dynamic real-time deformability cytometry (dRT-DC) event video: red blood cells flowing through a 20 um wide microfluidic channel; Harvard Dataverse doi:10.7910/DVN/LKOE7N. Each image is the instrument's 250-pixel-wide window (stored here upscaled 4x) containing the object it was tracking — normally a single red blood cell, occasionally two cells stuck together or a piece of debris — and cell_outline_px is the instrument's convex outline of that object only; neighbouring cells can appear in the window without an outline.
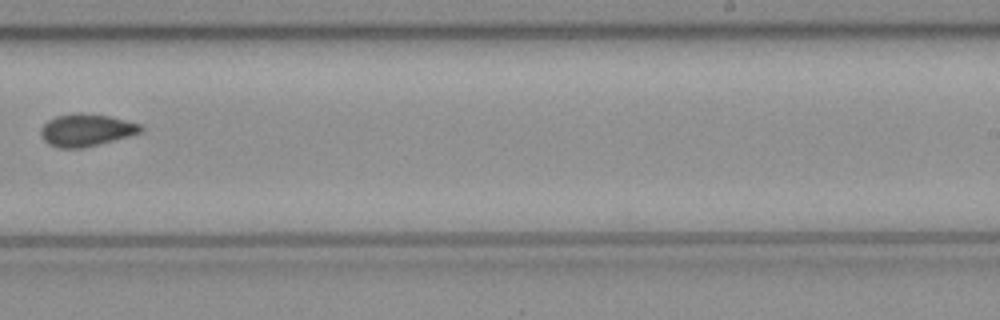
{"species": "common noctule bat (a hibernating species)", "species_latin": "Nyctalus noctula", "temperature_condition": "cold", "stored_images_in_passage": 10, "camera_frame_rate_fps": 3000, "um_per_image_px": 0.085, "animal": {"sex": "female", "body_mass_g": 21.9}, "frame": {"image": 1, "passage_image": 9, "time_ms": 2.667, "image_size_px": [1000, 320], "cell_outline_px": [[144, 128], [140, 132], [128, 136], [80, 148], [60, 148], [48, 144], [44, 140], [40, 132], [40, 128], [48, 120], [56, 116], [108, 116], [140, 124]], "centroid_in_image_um": [7.3, 11.1], "position_along_channel_um": 281.7, "area_um2": 17.74}}
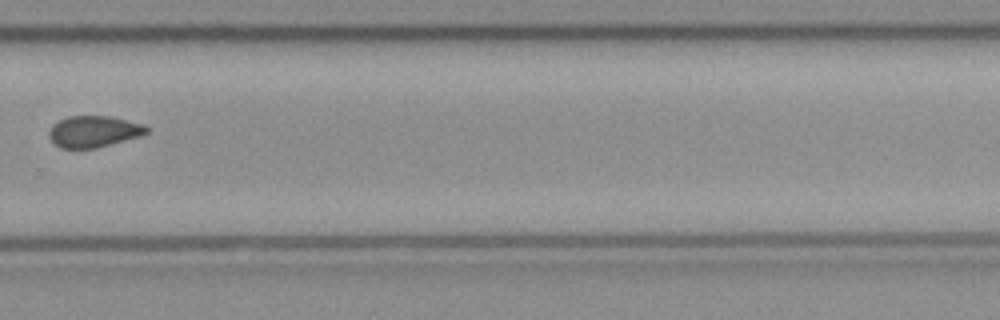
{"frame": {"image": 2, "passage_image": 10, "time_ms": 3.0, "image_size_px": [1000, 320], "cell_outline_px": [[148, 132], [140, 136], [96, 148], [60, 148], [52, 144], [48, 136], [48, 132], [52, 124], [68, 116], [108, 116], [144, 124], [148, 128]], "centroid_in_image_um": [7.92, 11.18], "position_along_channel_um": 321.9, "area_um2": 17.92}}